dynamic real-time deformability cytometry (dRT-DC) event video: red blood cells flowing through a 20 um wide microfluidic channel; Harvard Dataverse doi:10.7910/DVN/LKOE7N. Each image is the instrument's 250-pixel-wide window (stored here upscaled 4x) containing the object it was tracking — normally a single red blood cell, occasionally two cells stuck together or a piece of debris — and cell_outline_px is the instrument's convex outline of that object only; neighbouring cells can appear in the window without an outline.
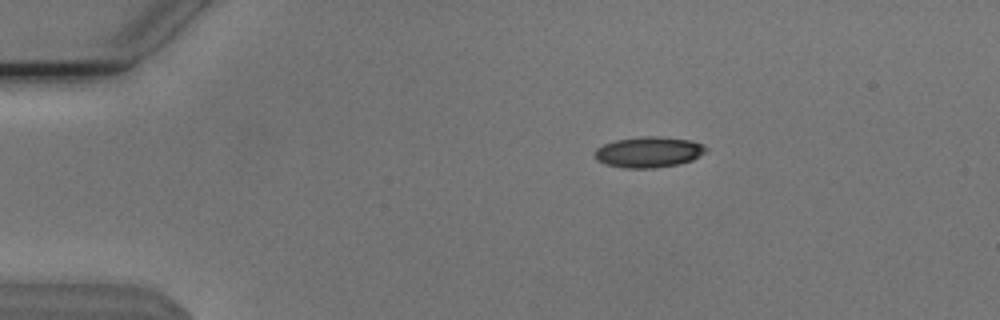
{"species": "Egyptian fruit bat (a non-hibernating species)", "species_latin": "Rousettus aegyptiacus", "temperature_condition": "cold", "stored_images_in_passage": 45, "camera_frame_rate_fps": 3000, "um_per_image_px": 0.085, "animal": {"sex": "male"}, "frame": {"image": 1, "passage_image": 1, "time_ms": 0.0, "image_size_px": [1000, 320], "cell_outline_px": [[708, 152], [692, 160], [680, 164], [656, 168], [624, 168], [604, 164], [596, 160], [592, 156], [592, 152], [596, 148], [604, 144], [616, 140], [640, 136], [656, 136], [688, 140], [704, 144], [708, 148]], "centroid_in_image_um": [55.12, 12.93], "position_along_channel_um": 29.9, "area_um2": 20.35}}
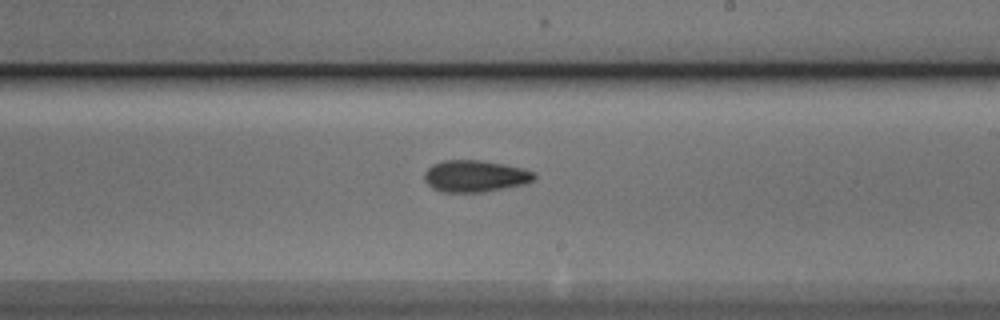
{"frame": {"image": 2, "passage_image": 23, "time_ms": 7.333, "image_size_px": [1000, 320], "cell_outline_px": [[536, 176], [532, 180], [524, 184], [480, 192], [444, 192], [432, 188], [424, 180], [424, 172], [432, 164], [444, 160], [480, 160], [504, 164], [536, 172]], "centroid_in_image_um": [40.35, 14.96], "position_along_channel_um": 248.7, "area_um2": 20.17}}
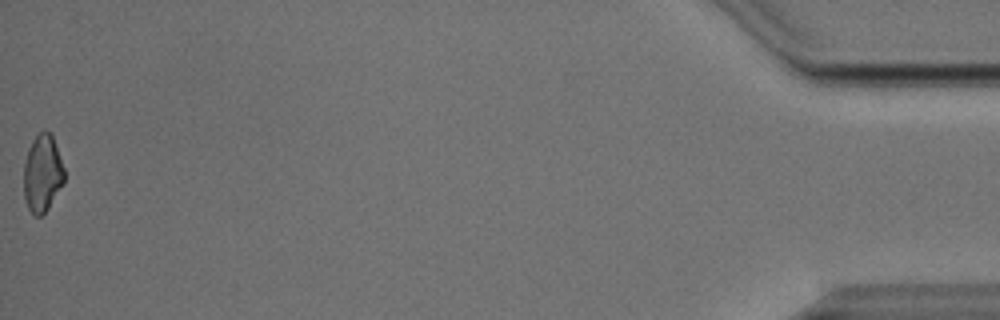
{"frame": {"image": 3, "passage_image": 45, "time_ms": 14.667, "image_size_px": [1000, 320], "cell_outline_px": [[64, 180], [48, 208], [40, 216], [36, 216], [28, 208], [24, 196], [24, 164], [28, 148], [32, 140], [40, 132], [52, 132], [64, 168]], "centroid_in_image_um": [3.6, 14.7], "position_along_channel_um": 431.6, "area_um2": 18.03}, "authors_computed_cell_mechanics": {"area_um2": 19.4786, "velocity_mm_per_s": 3.8205, "shape_relaxation_time_tau1_ms": 2.4171, "shape_relaxation_time_tau2_ms": 4.1312, "deformation_change_tau1": 0.1236, "deformation_change_tau2": 0.1149}}